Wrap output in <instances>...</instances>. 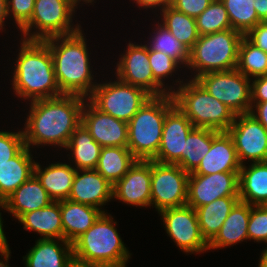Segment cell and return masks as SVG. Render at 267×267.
I'll return each mask as SVG.
<instances>
[{
  "label": "cell",
  "instance_id": "816d5d0a",
  "mask_svg": "<svg viewBox=\"0 0 267 267\" xmlns=\"http://www.w3.org/2000/svg\"><path fill=\"white\" fill-rule=\"evenodd\" d=\"M68 267H104L100 265H91V264H86V263H81L76 260H73Z\"/></svg>",
  "mask_w": 267,
  "mask_h": 267
},
{
  "label": "cell",
  "instance_id": "7bdbcfd3",
  "mask_svg": "<svg viewBox=\"0 0 267 267\" xmlns=\"http://www.w3.org/2000/svg\"><path fill=\"white\" fill-rule=\"evenodd\" d=\"M245 36L259 49L267 53V21L259 22Z\"/></svg>",
  "mask_w": 267,
  "mask_h": 267
},
{
  "label": "cell",
  "instance_id": "ac0fdd59",
  "mask_svg": "<svg viewBox=\"0 0 267 267\" xmlns=\"http://www.w3.org/2000/svg\"><path fill=\"white\" fill-rule=\"evenodd\" d=\"M151 160H136L113 185L112 198L133 206H151Z\"/></svg>",
  "mask_w": 267,
  "mask_h": 267
},
{
  "label": "cell",
  "instance_id": "44dd1931",
  "mask_svg": "<svg viewBox=\"0 0 267 267\" xmlns=\"http://www.w3.org/2000/svg\"><path fill=\"white\" fill-rule=\"evenodd\" d=\"M23 259L26 267H68L74 260L72 243L41 237Z\"/></svg>",
  "mask_w": 267,
  "mask_h": 267
},
{
  "label": "cell",
  "instance_id": "4316f807",
  "mask_svg": "<svg viewBox=\"0 0 267 267\" xmlns=\"http://www.w3.org/2000/svg\"><path fill=\"white\" fill-rule=\"evenodd\" d=\"M26 145L7 163L0 166V194L7 199L34 174L35 161Z\"/></svg>",
  "mask_w": 267,
  "mask_h": 267
},
{
  "label": "cell",
  "instance_id": "74e56055",
  "mask_svg": "<svg viewBox=\"0 0 267 267\" xmlns=\"http://www.w3.org/2000/svg\"><path fill=\"white\" fill-rule=\"evenodd\" d=\"M248 240L267 243V205H250Z\"/></svg>",
  "mask_w": 267,
  "mask_h": 267
},
{
  "label": "cell",
  "instance_id": "8d00e7d4",
  "mask_svg": "<svg viewBox=\"0 0 267 267\" xmlns=\"http://www.w3.org/2000/svg\"><path fill=\"white\" fill-rule=\"evenodd\" d=\"M196 25L200 36L232 29L227 10L220 0H214L196 18Z\"/></svg>",
  "mask_w": 267,
  "mask_h": 267
},
{
  "label": "cell",
  "instance_id": "7a4b0ae2",
  "mask_svg": "<svg viewBox=\"0 0 267 267\" xmlns=\"http://www.w3.org/2000/svg\"><path fill=\"white\" fill-rule=\"evenodd\" d=\"M85 40L81 29L71 35L44 40L51 51L56 81L62 94L89 98L97 86L92 82Z\"/></svg>",
  "mask_w": 267,
  "mask_h": 267
},
{
  "label": "cell",
  "instance_id": "c3c4849f",
  "mask_svg": "<svg viewBox=\"0 0 267 267\" xmlns=\"http://www.w3.org/2000/svg\"><path fill=\"white\" fill-rule=\"evenodd\" d=\"M0 255L1 257L4 256L3 259H5L4 261H6L5 263L3 261L0 260V267H9L7 265L8 259H9V255H10V250H9V244L7 243V239L4 240H0Z\"/></svg>",
  "mask_w": 267,
  "mask_h": 267
},
{
  "label": "cell",
  "instance_id": "d6a6232c",
  "mask_svg": "<svg viewBox=\"0 0 267 267\" xmlns=\"http://www.w3.org/2000/svg\"><path fill=\"white\" fill-rule=\"evenodd\" d=\"M161 11L163 16L162 25L190 50L200 36L197 31L196 19L172 6H168Z\"/></svg>",
  "mask_w": 267,
  "mask_h": 267
},
{
  "label": "cell",
  "instance_id": "d6986e66",
  "mask_svg": "<svg viewBox=\"0 0 267 267\" xmlns=\"http://www.w3.org/2000/svg\"><path fill=\"white\" fill-rule=\"evenodd\" d=\"M241 164L232 137L228 132L212 129L210 150L200 161L199 166L189 174L209 175L218 172H239Z\"/></svg>",
  "mask_w": 267,
  "mask_h": 267
},
{
  "label": "cell",
  "instance_id": "83f0119b",
  "mask_svg": "<svg viewBox=\"0 0 267 267\" xmlns=\"http://www.w3.org/2000/svg\"><path fill=\"white\" fill-rule=\"evenodd\" d=\"M17 220L25 230H32L43 239H63V226L59 201H53L47 207L22 214Z\"/></svg>",
  "mask_w": 267,
  "mask_h": 267
},
{
  "label": "cell",
  "instance_id": "603a6c76",
  "mask_svg": "<svg viewBox=\"0 0 267 267\" xmlns=\"http://www.w3.org/2000/svg\"><path fill=\"white\" fill-rule=\"evenodd\" d=\"M52 202V198L33 174L6 199V211L18 219L22 214L47 207Z\"/></svg>",
  "mask_w": 267,
  "mask_h": 267
},
{
  "label": "cell",
  "instance_id": "ee69618b",
  "mask_svg": "<svg viewBox=\"0 0 267 267\" xmlns=\"http://www.w3.org/2000/svg\"><path fill=\"white\" fill-rule=\"evenodd\" d=\"M267 101V74L256 77L251 83V104Z\"/></svg>",
  "mask_w": 267,
  "mask_h": 267
},
{
  "label": "cell",
  "instance_id": "4fadbf2b",
  "mask_svg": "<svg viewBox=\"0 0 267 267\" xmlns=\"http://www.w3.org/2000/svg\"><path fill=\"white\" fill-rule=\"evenodd\" d=\"M165 224L166 233L186 253H199L208 250L203 238L196 210L188 205L169 208L159 212Z\"/></svg>",
  "mask_w": 267,
  "mask_h": 267
},
{
  "label": "cell",
  "instance_id": "5bb4252c",
  "mask_svg": "<svg viewBox=\"0 0 267 267\" xmlns=\"http://www.w3.org/2000/svg\"><path fill=\"white\" fill-rule=\"evenodd\" d=\"M232 137L238 160L253 163L267 161V129L250 113L236 115L228 129Z\"/></svg>",
  "mask_w": 267,
  "mask_h": 267
},
{
  "label": "cell",
  "instance_id": "4dcf8cb0",
  "mask_svg": "<svg viewBox=\"0 0 267 267\" xmlns=\"http://www.w3.org/2000/svg\"><path fill=\"white\" fill-rule=\"evenodd\" d=\"M136 160L128 147H102L95 170L114 185Z\"/></svg>",
  "mask_w": 267,
  "mask_h": 267
},
{
  "label": "cell",
  "instance_id": "f907efd6",
  "mask_svg": "<svg viewBox=\"0 0 267 267\" xmlns=\"http://www.w3.org/2000/svg\"><path fill=\"white\" fill-rule=\"evenodd\" d=\"M0 207L6 210V199L0 194ZM6 239V236L3 231V221L0 213V240Z\"/></svg>",
  "mask_w": 267,
  "mask_h": 267
},
{
  "label": "cell",
  "instance_id": "1f68e13d",
  "mask_svg": "<svg viewBox=\"0 0 267 267\" xmlns=\"http://www.w3.org/2000/svg\"><path fill=\"white\" fill-rule=\"evenodd\" d=\"M212 129L194 127L187 136L182 161L178 164L184 171L192 173L210 150Z\"/></svg>",
  "mask_w": 267,
  "mask_h": 267
},
{
  "label": "cell",
  "instance_id": "db71d44e",
  "mask_svg": "<svg viewBox=\"0 0 267 267\" xmlns=\"http://www.w3.org/2000/svg\"><path fill=\"white\" fill-rule=\"evenodd\" d=\"M77 1L80 3L81 0H77ZM82 1L85 3H92L94 0H82Z\"/></svg>",
  "mask_w": 267,
  "mask_h": 267
},
{
  "label": "cell",
  "instance_id": "e575fe53",
  "mask_svg": "<svg viewBox=\"0 0 267 267\" xmlns=\"http://www.w3.org/2000/svg\"><path fill=\"white\" fill-rule=\"evenodd\" d=\"M227 10L232 29L246 35L262 22L254 8V0H220Z\"/></svg>",
  "mask_w": 267,
  "mask_h": 267
},
{
  "label": "cell",
  "instance_id": "d4e9b609",
  "mask_svg": "<svg viewBox=\"0 0 267 267\" xmlns=\"http://www.w3.org/2000/svg\"><path fill=\"white\" fill-rule=\"evenodd\" d=\"M239 200L252 206L267 205V161L244 164L239 171Z\"/></svg>",
  "mask_w": 267,
  "mask_h": 267
},
{
  "label": "cell",
  "instance_id": "30bf717a",
  "mask_svg": "<svg viewBox=\"0 0 267 267\" xmlns=\"http://www.w3.org/2000/svg\"><path fill=\"white\" fill-rule=\"evenodd\" d=\"M196 80L210 95L225 104L236 115L250 113L252 109L251 79L236 68L206 73L197 77Z\"/></svg>",
  "mask_w": 267,
  "mask_h": 267
},
{
  "label": "cell",
  "instance_id": "f35d334b",
  "mask_svg": "<svg viewBox=\"0 0 267 267\" xmlns=\"http://www.w3.org/2000/svg\"><path fill=\"white\" fill-rule=\"evenodd\" d=\"M149 65L154 79L164 87L163 79L169 77V75L172 76V73L176 71L175 69H178L177 67L180 64L163 52L153 51L149 48Z\"/></svg>",
  "mask_w": 267,
  "mask_h": 267
},
{
  "label": "cell",
  "instance_id": "2e32d148",
  "mask_svg": "<svg viewBox=\"0 0 267 267\" xmlns=\"http://www.w3.org/2000/svg\"><path fill=\"white\" fill-rule=\"evenodd\" d=\"M85 100L81 111V123L101 147H127L128 123L101 112Z\"/></svg>",
  "mask_w": 267,
  "mask_h": 267
},
{
  "label": "cell",
  "instance_id": "9a60e30c",
  "mask_svg": "<svg viewBox=\"0 0 267 267\" xmlns=\"http://www.w3.org/2000/svg\"><path fill=\"white\" fill-rule=\"evenodd\" d=\"M223 197H239V172L189 174L186 205L196 209Z\"/></svg>",
  "mask_w": 267,
  "mask_h": 267
},
{
  "label": "cell",
  "instance_id": "8fae6325",
  "mask_svg": "<svg viewBox=\"0 0 267 267\" xmlns=\"http://www.w3.org/2000/svg\"><path fill=\"white\" fill-rule=\"evenodd\" d=\"M188 177L177 164L151 160V204L158 212L187 204Z\"/></svg>",
  "mask_w": 267,
  "mask_h": 267
},
{
  "label": "cell",
  "instance_id": "9c48e42d",
  "mask_svg": "<svg viewBox=\"0 0 267 267\" xmlns=\"http://www.w3.org/2000/svg\"><path fill=\"white\" fill-rule=\"evenodd\" d=\"M152 96L144 89L122 82L97 83L87 99L101 112L128 123Z\"/></svg>",
  "mask_w": 267,
  "mask_h": 267
},
{
  "label": "cell",
  "instance_id": "f1b7e54d",
  "mask_svg": "<svg viewBox=\"0 0 267 267\" xmlns=\"http://www.w3.org/2000/svg\"><path fill=\"white\" fill-rule=\"evenodd\" d=\"M239 197H223L196 208L198 223L203 238L209 244L218 234Z\"/></svg>",
  "mask_w": 267,
  "mask_h": 267
},
{
  "label": "cell",
  "instance_id": "681fc988",
  "mask_svg": "<svg viewBox=\"0 0 267 267\" xmlns=\"http://www.w3.org/2000/svg\"><path fill=\"white\" fill-rule=\"evenodd\" d=\"M8 17L7 0H0V30L3 29L4 20Z\"/></svg>",
  "mask_w": 267,
  "mask_h": 267
},
{
  "label": "cell",
  "instance_id": "8992f818",
  "mask_svg": "<svg viewBox=\"0 0 267 267\" xmlns=\"http://www.w3.org/2000/svg\"><path fill=\"white\" fill-rule=\"evenodd\" d=\"M177 82H180L178 90L172 93L175 105L194 127L228 131L236 117L231 109L210 95L196 79Z\"/></svg>",
  "mask_w": 267,
  "mask_h": 267
},
{
  "label": "cell",
  "instance_id": "7c38bea8",
  "mask_svg": "<svg viewBox=\"0 0 267 267\" xmlns=\"http://www.w3.org/2000/svg\"><path fill=\"white\" fill-rule=\"evenodd\" d=\"M121 56L116 68V75L119 80L140 87L151 96H163L173 93L172 86L171 89L163 88L154 79L149 65V47L147 44L138 45L129 42L126 52Z\"/></svg>",
  "mask_w": 267,
  "mask_h": 267
},
{
  "label": "cell",
  "instance_id": "3957f363",
  "mask_svg": "<svg viewBox=\"0 0 267 267\" xmlns=\"http://www.w3.org/2000/svg\"><path fill=\"white\" fill-rule=\"evenodd\" d=\"M20 44L12 79L16 95L23 99L31 98V101L62 95L47 43L22 39Z\"/></svg>",
  "mask_w": 267,
  "mask_h": 267
},
{
  "label": "cell",
  "instance_id": "b9f144b4",
  "mask_svg": "<svg viewBox=\"0 0 267 267\" xmlns=\"http://www.w3.org/2000/svg\"><path fill=\"white\" fill-rule=\"evenodd\" d=\"M213 1L214 0H173L171 6L196 19Z\"/></svg>",
  "mask_w": 267,
  "mask_h": 267
},
{
  "label": "cell",
  "instance_id": "ffe728a7",
  "mask_svg": "<svg viewBox=\"0 0 267 267\" xmlns=\"http://www.w3.org/2000/svg\"><path fill=\"white\" fill-rule=\"evenodd\" d=\"M112 190L113 185L97 170H76L68 199L100 209L112 199Z\"/></svg>",
  "mask_w": 267,
  "mask_h": 267
},
{
  "label": "cell",
  "instance_id": "d590c367",
  "mask_svg": "<svg viewBox=\"0 0 267 267\" xmlns=\"http://www.w3.org/2000/svg\"><path fill=\"white\" fill-rule=\"evenodd\" d=\"M153 34L155 35L152 37V41L150 40V45H147L151 50L163 52L180 65L188 64L189 49L178 41L167 28L158 23Z\"/></svg>",
  "mask_w": 267,
  "mask_h": 267
},
{
  "label": "cell",
  "instance_id": "52a82bcc",
  "mask_svg": "<svg viewBox=\"0 0 267 267\" xmlns=\"http://www.w3.org/2000/svg\"><path fill=\"white\" fill-rule=\"evenodd\" d=\"M244 35L234 29H226L199 36L189 50L187 66L200 75L232 70L237 67L239 44Z\"/></svg>",
  "mask_w": 267,
  "mask_h": 267
},
{
  "label": "cell",
  "instance_id": "e0dca14e",
  "mask_svg": "<svg viewBox=\"0 0 267 267\" xmlns=\"http://www.w3.org/2000/svg\"><path fill=\"white\" fill-rule=\"evenodd\" d=\"M193 128L191 121L175 105L166 114L159 150L152 160L178 165L182 161L187 136Z\"/></svg>",
  "mask_w": 267,
  "mask_h": 267
},
{
  "label": "cell",
  "instance_id": "7dc6e473",
  "mask_svg": "<svg viewBox=\"0 0 267 267\" xmlns=\"http://www.w3.org/2000/svg\"><path fill=\"white\" fill-rule=\"evenodd\" d=\"M254 1H255L254 8L256 10L258 18L262 22H266L267 21V0H254Z\"/></svg>",
  "mask_w": 267,
  "mask_h": 267
},
{
  "label": "cell",
  "instance_id": "f5cc1de1",
  "mask_svg": "<svg viewBox=\"0 0 267 267\" xmlns=\"http://www.w3.org/2000/svg\"><path fill=\"white\" fill-rule=\"evenodd\" d=\"M259 267H267V247L263 250L260 256Z\"/></svg>",
  "mask_w": 267,
  "mask_h": 267
},
{
  "label": "cell",
  "instance_id": "6da1fadb",
  "mask_svg": "<svg viewBox=\"0 0 267 267\" xmlns=\"http://www.w3.org/2000/svg\"><path fill=\"white\" fill-rule=\"evenodd\" d=\"M84 97L62 94L31 101L30 112L23 130L27 147L57 145L66 147L72 133L81 124Z\"/></svg>",
  "mask_w": 267,
  "mask_h": 267
},
{
  "label": "cell",
  "instance_id": "60d3db41",
  "mask_svg": "<svg viewBox=\"0 0 267 267\" xmlns=\"http://www.w3.org/2000/svg\"><path fill=\"white\" fill-rule=\"evenodd\" d=\"M35 0H7L8 15L11 13L21 29L32 17Z\"/></svg>",
  "mask_w": 267,
  "mask_h": 267
},
{
  "label": "cell",
  "instance_id": "cb8c5ba5",
  "mask_svg": "<svg viewBox=\"0 0 267 267\" xmlns=\"http://www.w3.org/2000/svg\"><path fill=\"white\" fill-rule=\"evenodd\" d=\"M250 204L238 201L231 209L218 234L208 244V250L225 248L248 239Z\"/></svg>",
  "mask_w": 267,
  "mask_h": 267
},
{
  "label": "cell",
  "instance_id": "f546056e",
  "mask_svg": "<svg viewBox=\"0 0 267 267\" xmlns=\"http://www.w3.org/2000/svg\"><path fill=\"white\" fill-rule=\"evenodd\" d=\"M101 146L93 139L90 132L81 123L72 133L65 147L70 150L76 170L95 169L100 157ZM74 157V158H73Z\"/></svg>",
  "mask_w": 267,
  "mask_h": 267
},
{
  "label": "cell",
  "instance_id": "7402d4cb",
  "mask_svg": "<svg viewBox=\"0 0 267 267\" xmlns=\"http://www.w3.org/2000/svg\"><path fill=\"white\" fill-rule=\"evenodd\" d=\"M63 226V239L73 243L85 233L105 211L69 199L59 201Z\"/></svg>",
  "mask_w": 267,
  "mask_h": 267
},
{
  "label": "cell",
  "instance_id": "bcb514c9",
  "mask_svg": "<svg viewBox=\"0 0 267 267\" xmlns=\"http://www.w3.org/2000/svg\"><path fill=\"white\" fill-rule=\"evenodd\" d=\"M139 7L150 8L160 7L162 10L172 5L173 0H134Z\"/></svg>",
  "mask_w": 267,
  "mask_h": 267
},
{
  "label": "cell",
  "instance_id": "f6af8a7d",
  "mask_svg": "<svg viewBox=\"0 0 267 267\" xmlns=\"http://www.w3.org/2000/svg\"><path fill=\"white\" fill-rule=\"evenodd\" d=\"M256 111L255 112V108ZM250 114L253 115L267 129V101L251 105Z\"/></svg>",
  "mask_w": 267,
  "mask_h": 267
},
{
  "label": "cell",
  "instance_id": "277c9868",
  "mask_svg": "<svg viewBox=\"0 0 267 267\" xmlns=\"http://www.w3.org/2000/svg\"><path fill=\"white\" fill-rule=\"evenodd\" d=\"M111 215L102 213L73 243L74 260L104 267H126L130 253L117 232Z\"/></svg>",
  "mask_w": 267,
  "mask_h": 267
},
{
  "label": "cell",
  "instance_id": "484cf974",
  "mask_svg": "<svg viewBox=\"0 0 267 267\" xmlns=\"http://www.w3.org/2000/svg\"><path fill=\"white\" fill-rule=\"evenodd\" d=\"M75 173V167L66 163H52L45 169L38 162L34 165V175L53 201L68 199Z\"/></svg>",
  "mask_w": 267,
  "mask_h": 267
},
{
  "label": "cell",
  "instance_id": "5b68a950",
  "mask_svg": "<svg viewBox=\"0 0 267 267\" xmlns=\"http://www.w3.org/2000/svg\"><path fill=\"white\" fill-rule=\"evenodd\" d=\"M174 106L172 94L152 96L128 122L127 147L137 160L157 155L166 114Z\"/></svg>",
  "mask_w": 267,
  "mask_h": 267
},
{
  "label": "cell",
  "instance_id": "836d02e7",
  "mask_svg": "<svg viewBox=\"0 0 267 267\" xmlns=\"http://www.w3.org/2000/svg\"><path fill=\"white\" fill-rule=\"evenodd\" d=\"M236 69L247 78L267 74V53L254 45L245 35L239 44Z\"/></svg>",
  "mask_w": 267,
  "mask_h": 267
},
{
  "label": "cell",
  "instance_id": "ab89813d",
  "mask_svg": "<svg viewBox=\"0 0 267 267\" xmlns=\"http://www.w3.org/2000/svg\"><path fill=\"white\" fill-rule=\"evenodd\" d=\"M24 146L23 131H0V166L13 158Z\"/></svg>",
  "mask_w": 267,
  "mask_h": 267
},
{
  "label": "cell",
  "instance_id": "ba28073f",
  "mask_svg": "<svg viewBox=\"0 0 267 267\" xmlns=\"http://www.w3.org/2000/svg\"><path fill=\"white\" fill-rule=\"evenodd\" d=\"M78 3L77 0H35L31 19L20 29L23 39L44 41L78 32L81 26L71 25ZM33 27L38 31L30 33Z\"/></svg>",
  "mask_w": 267,
  "mask_h": 267
}]
</instances>
